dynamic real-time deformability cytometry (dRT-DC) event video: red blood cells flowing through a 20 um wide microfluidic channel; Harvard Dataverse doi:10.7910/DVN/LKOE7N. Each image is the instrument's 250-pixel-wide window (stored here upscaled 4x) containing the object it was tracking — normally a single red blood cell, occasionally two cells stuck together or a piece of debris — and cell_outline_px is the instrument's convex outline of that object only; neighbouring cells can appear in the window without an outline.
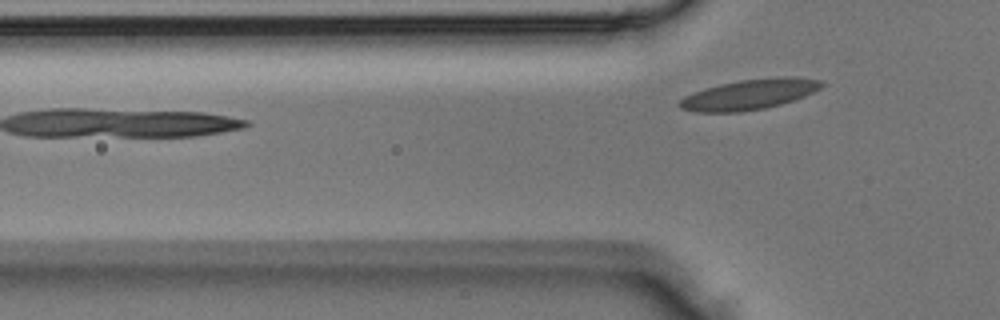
{"species": "Egyptian fruit bat (a non-hibernating species)", "species_latin": "Rousettus aegyptiacus", "temperature_condition": "room temperature", "stored_images_in_passage": 4, "camera_frame_rate_fps": 3000, "um_per_image_px": 0.085, "animal": {"sex": "male"}, "frame": {"image": 1, "passage_image": 4, "time_ms": 1.0, "image_size_px": [1000, 320], "cell_outline_px": [[824, 84], [820, 88], [804, 96], [780, 104], [764, 108], [740, 112], [696, 112], [680, 108], [676, 104], [684, 96], [692, 92], [720, 84], [740, 80], [776, 76], [796, 76], [820, 80]], "centroid_in_image_um": [63.67, 8.01], "position_along_channel_um": 62.1, "area_um2": 25.14}}